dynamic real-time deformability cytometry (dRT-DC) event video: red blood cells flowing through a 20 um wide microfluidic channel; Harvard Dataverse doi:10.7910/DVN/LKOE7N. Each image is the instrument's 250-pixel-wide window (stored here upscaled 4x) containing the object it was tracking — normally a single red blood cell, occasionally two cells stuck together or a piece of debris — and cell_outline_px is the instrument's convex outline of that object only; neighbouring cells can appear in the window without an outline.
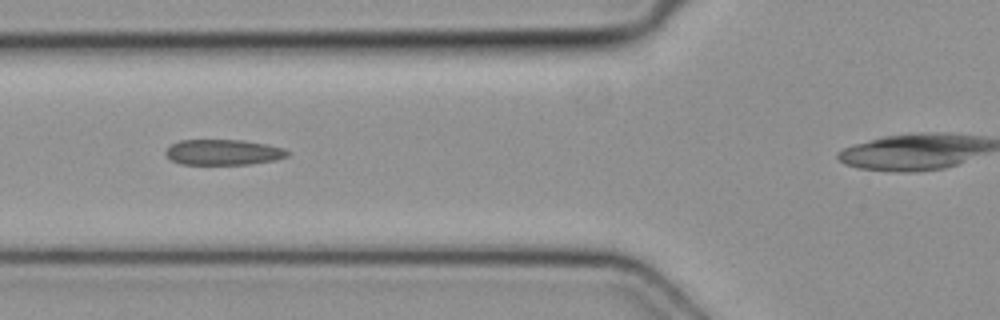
{"species": "common noctule bat (a hibernating species)", "species_latin": "Nyctalus noctula", "temperature_condition": "cold", "stored_images_in_passage": 3, "camera_frame_rate_fps": 3000, "um_per_image_px": 0.085, "animal": {"sex": "female", "body_mass_g": 19.3, "forearm_length_mm": 54.1}, "frame": {"image": 1, "passage_image": 3, "time_ms": 0.667, "image_size_px": [1000, 320], "cell_outline_px": [[288, 156], [276, 160], [248, 164], [180, 164], [172, 160], [164, 152], [172, 144], [180, 140], [244, 140], [284, 148], [288, 152]], "centroid_in_image_um": [18.98, 12.94], "position_along_channel_um": 106.8, "area_um2": 17.98}}